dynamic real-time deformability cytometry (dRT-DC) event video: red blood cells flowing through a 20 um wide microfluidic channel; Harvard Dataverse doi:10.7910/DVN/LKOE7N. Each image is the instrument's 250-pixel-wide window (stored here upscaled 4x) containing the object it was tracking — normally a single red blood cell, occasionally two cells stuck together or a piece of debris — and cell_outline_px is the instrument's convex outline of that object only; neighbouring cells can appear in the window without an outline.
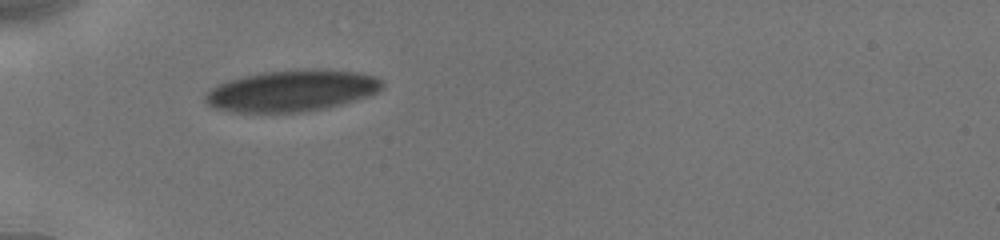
{"species": "human", "species_latin": "Homo sapiens", "temperature_condition": "cold", "stored_images_in_passage": 2, "camera_frame_rate_fps": 3000, "um_per_image_px": 0.085, "donor": {"sex": "male"}, "frame": {"image": 1, "passage_image": 1, "time_ms": 0.0, "image_size_px": [1000, 240], "cell_outline_px": [[384, 88], [376, 92], [340, 104], [300, 112], [236, 112], [212, 108], [204, 100], [204, 92], [228, 80], [244, 76], [264, 72], [304, 68], [328, 68], [360, 72], [376, 76], [384, 84]], "centroid_in_image_um": [24.79, 7.68], "position_along_channel_um": 60.2, "area_um2": 42.77}}